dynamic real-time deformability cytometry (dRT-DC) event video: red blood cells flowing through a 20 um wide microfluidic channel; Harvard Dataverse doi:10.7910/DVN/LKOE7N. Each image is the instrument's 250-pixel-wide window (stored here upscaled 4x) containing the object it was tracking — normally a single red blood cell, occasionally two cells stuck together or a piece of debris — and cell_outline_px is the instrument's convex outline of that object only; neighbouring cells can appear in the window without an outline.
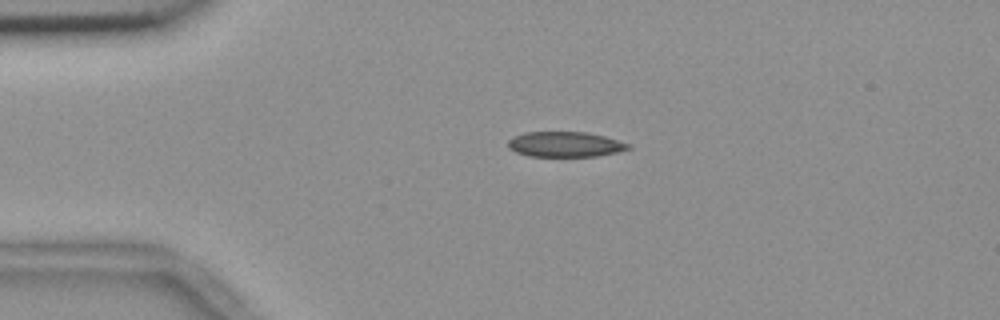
{"species": "common noctule bat (a hibernating species)", "species_latin": "Nyctalus noctula", "temperature_condition": "room temperature", "stored_images_in_passage": 7, "camera_frame_rate_fps": 3000, "um_per_image_px": 0.085, "animal": {"sex": "female", "body_mass_g": 18.4}, "frame": {"image": 1, "passage_image": 1, "time_ms": 0.0, "image_size_px": [1000, 320], "cell_outline_px": [[632, 148], [616, 152], [596, 156], [528, 156], [516, 152], [508, 148], [508, 140], [512, 136], [524, 132], [588, 132], [604, 136], [632, 144]], "centroid_in_image_um": [48.03, 12.26], "position_along_channel_um": 37.0, "area_um2": 17.8}}